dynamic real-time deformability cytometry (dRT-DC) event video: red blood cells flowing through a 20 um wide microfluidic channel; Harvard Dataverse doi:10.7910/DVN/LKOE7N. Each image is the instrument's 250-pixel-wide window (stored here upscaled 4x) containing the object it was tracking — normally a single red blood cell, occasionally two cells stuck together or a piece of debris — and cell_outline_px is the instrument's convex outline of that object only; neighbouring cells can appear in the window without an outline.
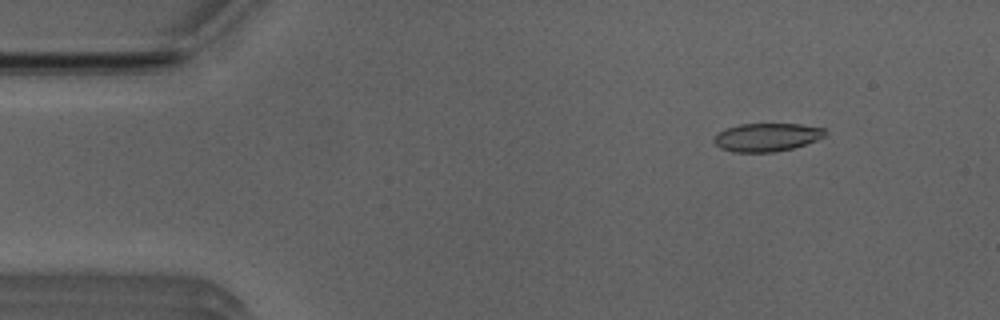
{"species": "Egyptian fruit bat (a non-hibernating species)", "species_latin": "Rousettus aegyptiacus", "temperature_condition": "room temperature", "stored_images_in_passage": 44, "camera_frame_rate_fps": 3000, "um_per_image_px": 0.085, "animal": {"sex": "male"}, "frame": {"image": 1, "passage_image": 6, "time_ms": 1.667, "image_size_px": [1000, 320], "cell_outline_px": [[828, 132], [824, 136], [816, 140], [792, 148], [772, 152], [736, 152], [720, 148], [712, 140], [720, 132], [728, 128], [740, 124], [800, 124], [824, 128]], "centroid_in_image_um": [65.2, 11.66], "position_along_channel_um": 19.8, "area_um2": 18.03}}
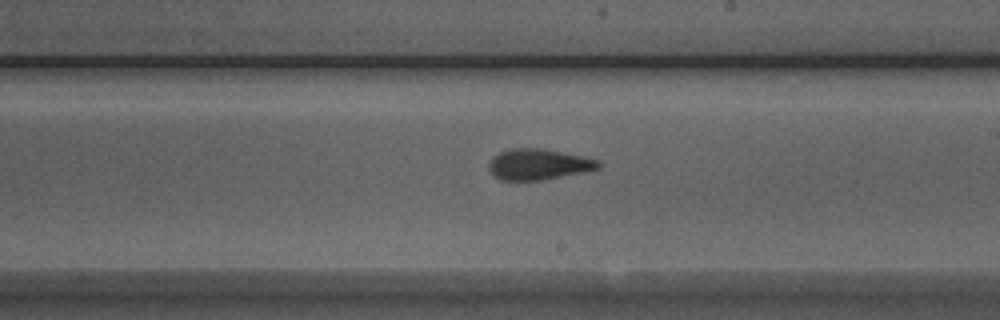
{"frame": {"image": 2, "passage_image": 29, "time_ms": 9.333, "image_size_px": [1000, 320], "cell_outline_px": [[600, 168], [584, 172], [540, 180], [500, 180], [488, 168], [492, 160], [500, 152], [512, 148], [536, 148], [580, 156], [600, 160]], "centroid_in_image_um": [45.79, 13.98], "position_along_channel_um": 243.2, "area_um2": 19.13}}
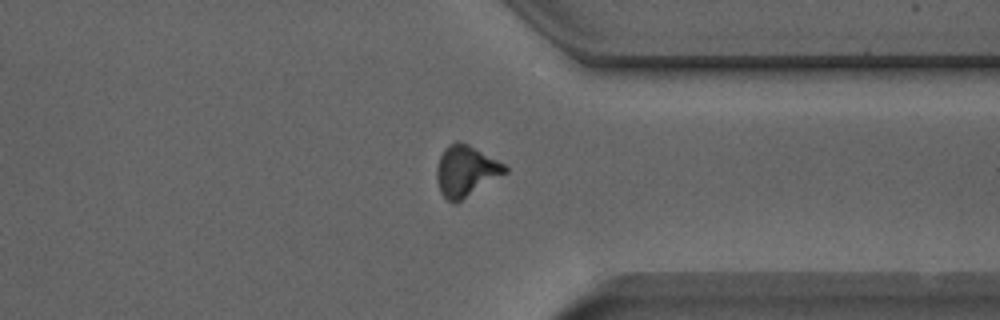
{"frame": {"image": 3, "passage_image": 39, "time_ms": 12.667, "image_size_px": [1000, 320], "cell_outline_px": [[508, 172], [456, 204], [452, 204], [440, 192], [436, 180], [436, 168], [440, 156], [444, 148], [448, 144], [456, 140], [460, 140], [468, 144], [504, 164], [508, 168]], "centroid_in_image_um": [39.57, 14.54], "position_along_channel_um": 371.8, "area_um2": 20.46}}